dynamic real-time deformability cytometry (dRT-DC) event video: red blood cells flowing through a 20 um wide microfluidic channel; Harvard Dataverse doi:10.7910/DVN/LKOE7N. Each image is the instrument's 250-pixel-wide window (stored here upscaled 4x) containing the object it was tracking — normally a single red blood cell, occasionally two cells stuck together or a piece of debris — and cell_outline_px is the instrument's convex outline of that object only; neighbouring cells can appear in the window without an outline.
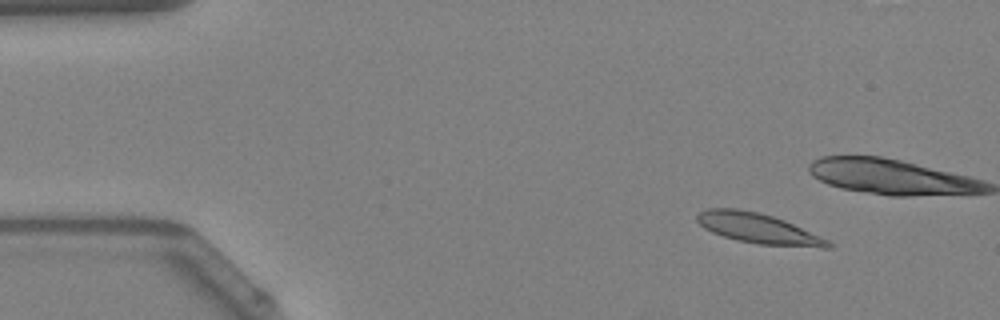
{"species": "Egyptian fruit bat (a non-hibernating species)", "species_latin": "Rousettus aegyptiacus", "temperature_condition": "warm", "stored_images_in_passage": 4, "segment_of_instrument_passage": [1, 2], "camera_frame_rate_fps": 3000, "um_per_image_px": 0.085, "animal": {"sex": "female"}, "frame": {"image": 1, "passage_image": 1, "time_ms": 0.0, "image_size_px": [1000, 320], "cell_outline_px": [[832, 248], [820, 248], [756, 244], [736, 240], [712, 232], [704, 228], [696, 220], [696, 216], [700, 212], [708, 208], [736, 208], [756, 212], [772, 216], [784, 220], [820, 236], [828, 240], [832, 244]], "centroid_in_image_um": [64.45, 19.43], "position_along_channel_um": 20.5, "area_um2": 22.95}}